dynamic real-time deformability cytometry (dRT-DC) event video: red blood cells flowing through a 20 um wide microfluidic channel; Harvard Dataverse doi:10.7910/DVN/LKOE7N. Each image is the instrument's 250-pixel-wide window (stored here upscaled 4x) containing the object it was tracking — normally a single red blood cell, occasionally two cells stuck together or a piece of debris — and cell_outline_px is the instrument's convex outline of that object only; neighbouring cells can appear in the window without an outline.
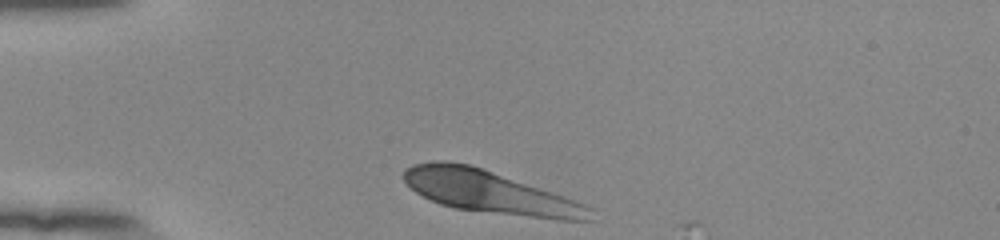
{"species": "human", "species_latin": "Homo sapiens", "temperature_condition": "room temperature", "stored_images_in_passage": 7, "camera_frame_rate_fps": 3000, "um_per_image_px": 0.085, "donor": {"sex": "female"}, "frame": {"image": 1, "passage_image": 1, "time_ms": 0.0, "image_size_px": [1000, 240], "cell_outline_px": [[596, 220], [556, 220], [452, 208], [440, 204], [416, 192], [400, 176], [404, 168], [412, 164], [432, 160], [448, 160], [468, 164], [576, 200], [592, 208]], "centroid_in_image_um": [41.61, 16.33], "position_along_channel_um": 43.4, "area_um2": 46.18}}
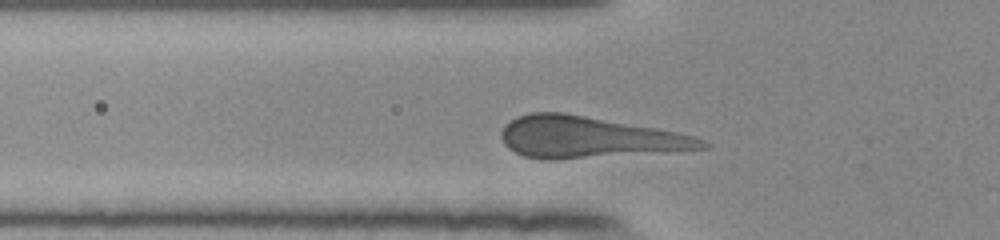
{"frame": {"image": 2, "passage_image": 6, "time_ms": 1.667, "image_size_px": [1000, 240], "cell_outline_px": [[712, 144], [708, 148], [552, 160], [544, 160], [524, 156], [508, 148], [504, 144], [500, 136], [500, 132], [504, 124], [516, 116], [532, 112], [564, 112], [656, 128], [676, 132], [692, 136], [704, 140]], "centroid_in_image_um": [49.96, 11.66], "position_along_channel_um": 75.8, "area_um2": 48.32}}